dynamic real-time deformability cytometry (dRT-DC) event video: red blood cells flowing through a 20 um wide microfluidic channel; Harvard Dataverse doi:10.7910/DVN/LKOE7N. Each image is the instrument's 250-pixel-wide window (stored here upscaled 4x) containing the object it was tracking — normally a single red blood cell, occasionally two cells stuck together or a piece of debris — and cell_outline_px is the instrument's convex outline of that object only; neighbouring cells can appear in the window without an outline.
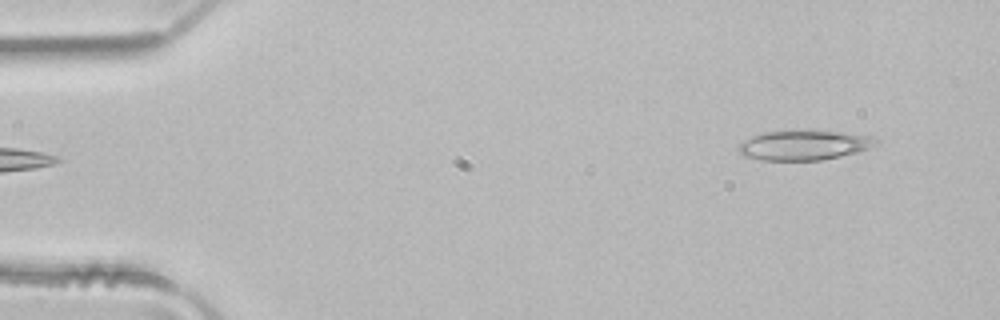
{"species": "common noctule bat (a hibernating species)", "species_latin": "Nyctalus noctula", "temperature_condition": "room temperature", "stored_images_in_passage": 4, "segment_of_instrument_passage": [2, 2], "camera_frame_rate_fps": 3000, "um_per_image_px": 0.085, "animal": {"sex": "male", "body_mass_g": 21.5, "forearm_length_mm": 52.0}, "frame": {"image": 1, "passage_image": 4, "time_ms": 1.0, "image_size_px": [1000, 320], "cell_outline_px": [[880, 144], [856, 152], [840, 156], [820, 160], [760, 160], [744, 156], [740, 152], [740, 144], [744, 140], [752, 136], [764, 132], [792, 128], [808, 128], [872, 136]], "centroid_in_image_um": [68.34, 12.29], "position_along_channel_um": 16.7, "area_um2": 24.45}}